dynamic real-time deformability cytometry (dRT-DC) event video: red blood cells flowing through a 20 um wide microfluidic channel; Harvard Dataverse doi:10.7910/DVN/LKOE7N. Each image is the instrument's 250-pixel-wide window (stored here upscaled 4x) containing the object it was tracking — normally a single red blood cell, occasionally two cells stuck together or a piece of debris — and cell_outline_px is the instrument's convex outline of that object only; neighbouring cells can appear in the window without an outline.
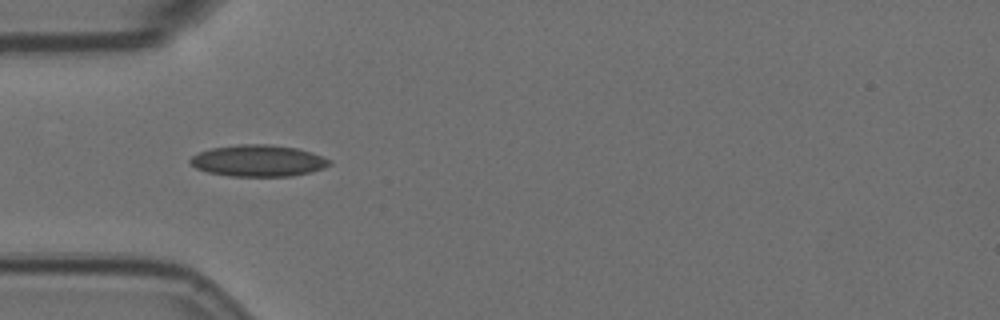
{"species": "Egyptian fruit bat (a non-hibernating species)", "species_latin": "Rousettus aegyptiacus", "temperature_condition": "room temperature", "stored_images_in_passage": 37, "camera_frame_rate_fps": 3000, "um_per_image_px": 0.085, "animal": {"sex": "female"}, "frame": {"image": 1, "passage_image": 1, "time_ms": 0.0, "image_size_px": [1000, 320], "cell_outline_px": [[332, 164], [324, 168], [312, 172], [292, 176], [232, 176], [208, 172], [196, 168], [188, 160], [192, 156], [200, 152], [212, 148], [240, 144], [268, 144], [296, 148], [312, 152], [332, 160]], "centroid_in_image_um": [22.0, 13.66], "position_along_channel_um": 63.0, "area_um2": 25.61}}
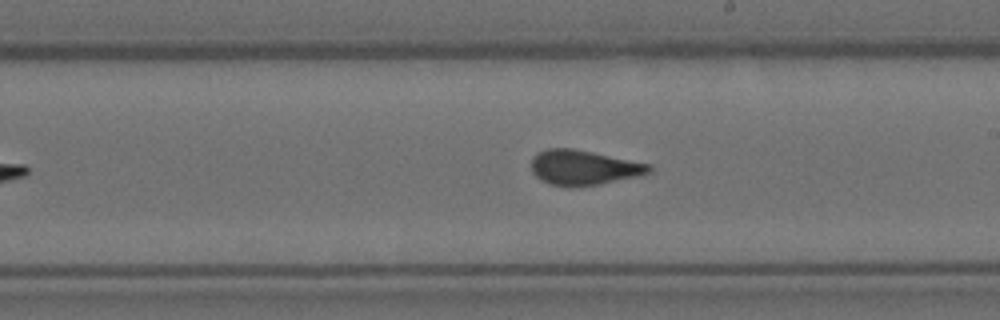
{"frame": {"image": 2, "passage_image": 16, "time_ms": 5.0, "image_size_px": [1000, 320], "cell_outline_px": [[652, 172], [640, 176], [600, 184], [572, 188], [568, 188], [548, 184], [540, 180], [532, 172], [532, 156], [536, 152], [548, 148], [572, 148], [652, 164]], "centroid_in_image_um": [49.6, 14.26], "position_along_channel_um": 239.4, "area_um2": 24.45}}
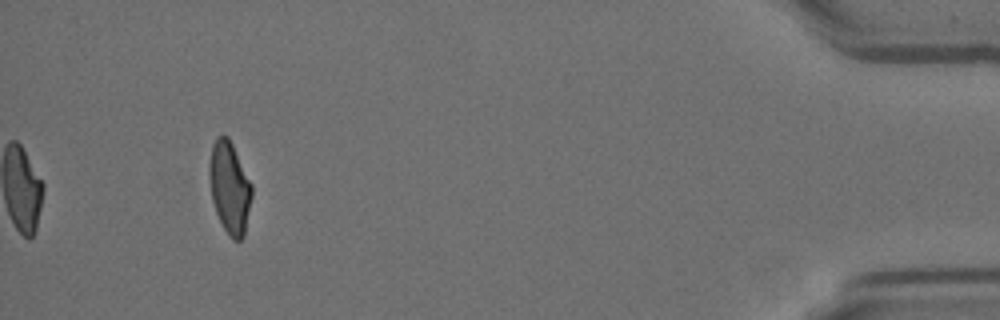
{"frame": {"image": 3, "passage_image": 37, "time_ms": 12.0, "image_size_px": [1000, 320], "cell_outline_px": [[252, 196], [244, 236], [240, 240], [232, 240], [228, 236], [216, 212], [212, 200], [208, 180], [208, 168], [212, 144], [216, 136], [228, 136], [252, 184]], "centroid_in_image_um": [19.5, 15.94], "position_along_channel_um": 415.7, "area_um2": 22.89}, "authors_computed_cell_mechanics": {"area_um2": 23.8136, "velocity_mm_per_s": 3.5345, "shape_relaxation_time_tau1_ms": 8.2966, "shape_relaxation_time_tau2_ms": 0.8969, "deformation_change_tau1": 0.1977, "deformation_change_tau2": 0.074}}